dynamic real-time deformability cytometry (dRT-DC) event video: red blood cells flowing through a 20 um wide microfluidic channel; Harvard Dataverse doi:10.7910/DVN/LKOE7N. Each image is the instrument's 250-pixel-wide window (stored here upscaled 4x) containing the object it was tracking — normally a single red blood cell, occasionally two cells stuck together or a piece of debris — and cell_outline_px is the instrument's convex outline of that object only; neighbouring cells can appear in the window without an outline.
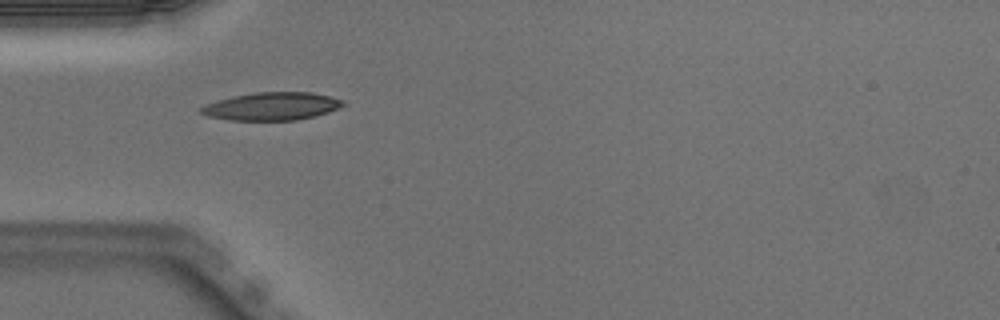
{"species": "Egyptian fruit bat (a non-hibernating species)", "species_latin": "Rousettus aegyptiacus", "temperature_condition": "warm", "stored_images_in_passage": 19, "camera_frame_rate_fps": 3000, "um_per_image_px": 0.085, "animal": {"sex": "male"}, "frame": {"image": 1, "passage_image": 1, "time_ms": 0.0, "image_size_px": [1000, 320], "cell_outline_px": [[344, 104], [328, 112], [316, 116], [296, 120], [228, 120], [208, 116], [200, 112], [200, 108], [216, 100], [232, 96], [256, 92], [312, 92], [344, 100]], "centroid_in_image_um": [23.09, 9.03], "position_along_channel_um": 61.9, "area_um2": 22.95}}
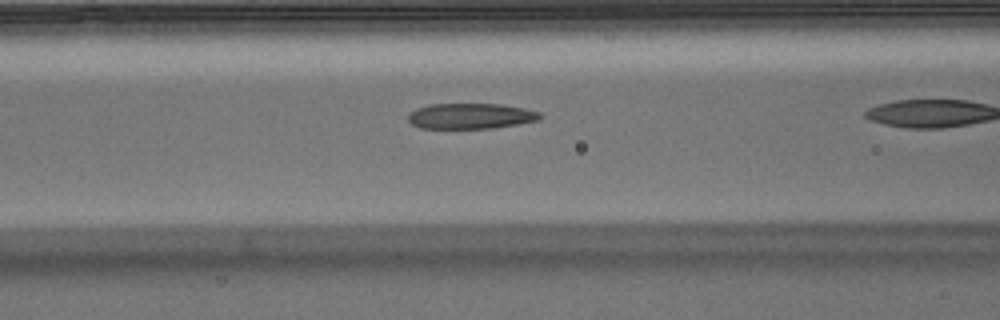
{"frame": {"image": 2, "passage_image": 3, "time_ms": 0.667, "image_size_px": [1000, 320], "cell_outline_px": [[544, 116], [540, 120], [492, 128], [420, 128], [412, 124], [408, 120], [408, 116], [416, 108], [432, 104], [500, 104], [524, 108], [540, 112]], "centroid_in_image_um": [40.04, 9.86], "position_along_channel_um": 126.6, "area_um2": 19.59}}
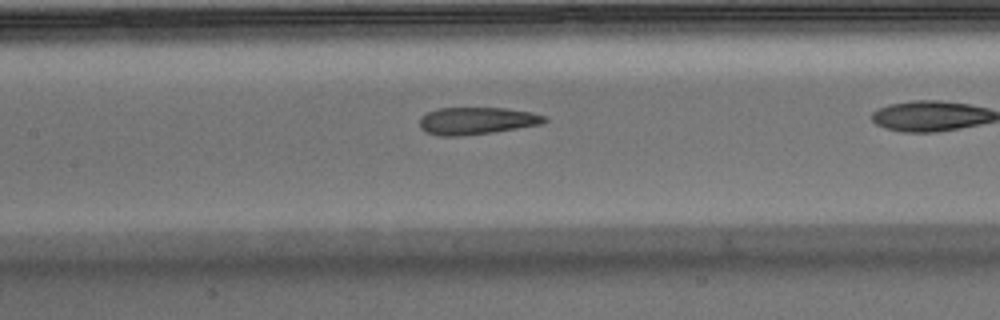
{"frame": {"image": 3, "passage_image": 6, "time_ms": 1.667, "image_size_px": [1000, 320], "cell_outline_px": [[548, 120], [540, 124], [492, 132], [460, 136], [440, 136], [424, 132], [420, 128], [420, 116], [428, 112], [440, 108], [504, 108], [532, 112], [544, 116]], "centroid_in_image_um": [40.47, 10.27], "position_along_channel_um": 166.9, "area_um2": 19.71}}